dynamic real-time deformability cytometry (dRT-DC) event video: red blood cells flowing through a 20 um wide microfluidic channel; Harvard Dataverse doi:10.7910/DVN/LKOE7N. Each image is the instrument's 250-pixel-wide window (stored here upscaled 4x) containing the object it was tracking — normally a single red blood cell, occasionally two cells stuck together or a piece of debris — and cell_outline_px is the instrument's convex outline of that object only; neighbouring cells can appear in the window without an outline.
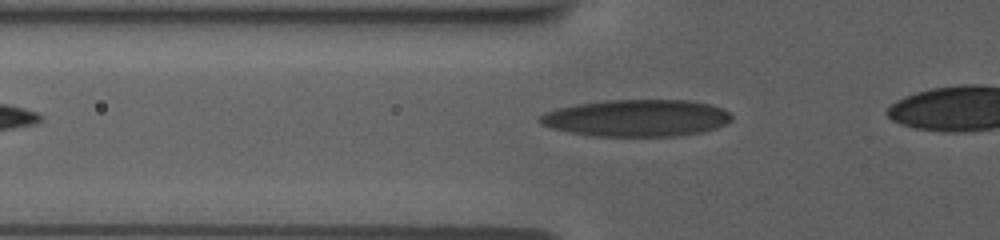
{"species": "human", "species_latin": "Homo sapiens", "temperature_condition": "room temperature", "stored_images_in_passage": 31, "camera_frame_rate_fps": 3000, "um_per_image_px": 0.085, "donor": {"sex": "female"}, "frame": {"image": 1, "passage_image": 2, "time_ms": 0.333, "image_size_px": [1000, 240], "cell_outline_px": [[732, 120], [716, 128], [700, 132], [676, 136], [592, 136], [568, 132], [552, 128], [540, 124], [536, 120], [536, 116], [544, 112], [556, 108], [576, 104], [604, 100], [688, 100], [708, 104], [720, 108], [728, 112], [732, 116]], "centroid_in_image_um": [54.03, 10.03], "position_along_channel_um": 71.8, "area_um2": 41.5}}
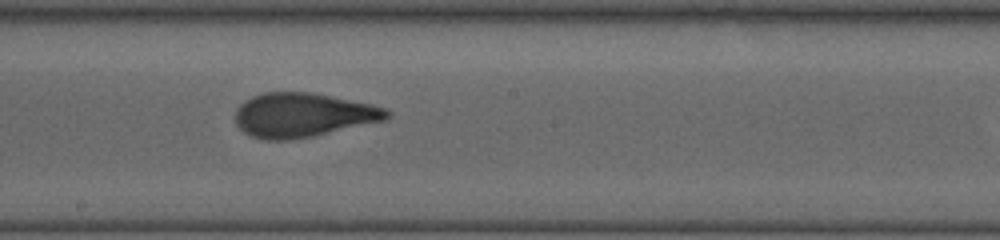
{"frame": {"image": 2, "passage_image": 14, "time_ms": 4.333, "image_size_px": [1000, 240], "cell_outline_px": [[392, 112], [384, 120], [312, 136], [288, 140], [264, 140], [252, 136], [244, 132], [236, 124], [236, 108], [244, 100], [252, 96], [264, 92], [308, 92], [372, 104], [384, 108]], "centroid_in_image_um": [25.7, 9.77], "position_along_channel_um": 222.5, "area_um2": 38.67}}
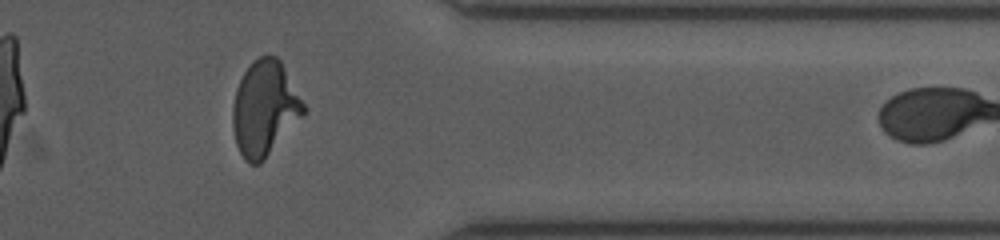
{"frame": {"image": 3, "passage_image": 28, "time_ms": 9.0, "image_size_px": [1000, 240], "cell_outline_px": [[304, 112], [264, 160], [260, 164], [248, 164], [244, 160], [236, 144], [232, 128], [232, 108], [236, 88], [244, 72], [252, 60], [268, 52], [276, 56], [280, 60], [304, 104]], "centroid_in_image_um": [22.44, 9.19], "position_along_channel_um": 389.0, "area_um2": 38.84}}